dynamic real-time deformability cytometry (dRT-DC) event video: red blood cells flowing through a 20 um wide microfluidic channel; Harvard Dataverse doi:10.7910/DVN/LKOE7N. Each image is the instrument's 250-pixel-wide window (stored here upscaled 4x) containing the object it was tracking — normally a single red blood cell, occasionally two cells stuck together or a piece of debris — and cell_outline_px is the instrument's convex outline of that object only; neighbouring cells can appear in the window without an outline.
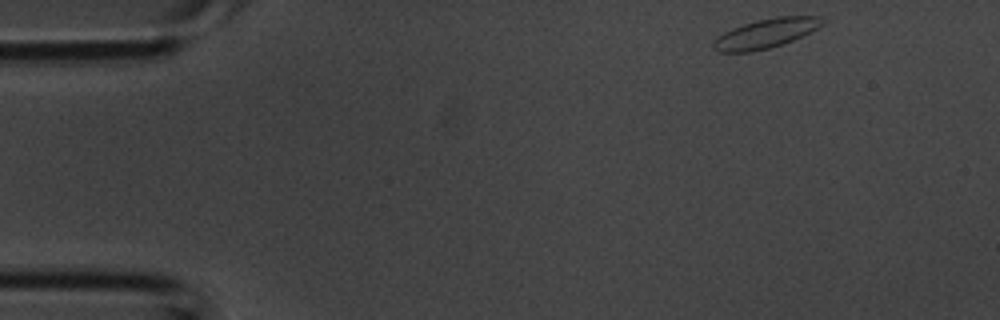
{"species": "common noctule bat (a hibernating species)", "species_latin": "Nyctalus noctula", "temperature_condition": "room temperature", "stored_images_in_passage": 4, "camera_frame_rate_fps": 3000, "um_per_image_px": 0.085, "animal": {"sex": "male", "body_mass_g": 20.1, "forearm_length_mm": 53.5}, "frame": {"image": 1, "passage_image": 4, "time_ms": 1.0, "image_size_px": [1000, 320], "cell_outline_px": [[824, 24], [784, 44], [752, 52], [720, 52], [712, 48], [712, 44], [724, 32], [732, 28], [756, 20], [776, 16], [820, 16], [824, 20]], "centroid_in_image_um": [65.09, 2.84], "position_along_channel_um": 19.9, "area_um2": 18.44}}